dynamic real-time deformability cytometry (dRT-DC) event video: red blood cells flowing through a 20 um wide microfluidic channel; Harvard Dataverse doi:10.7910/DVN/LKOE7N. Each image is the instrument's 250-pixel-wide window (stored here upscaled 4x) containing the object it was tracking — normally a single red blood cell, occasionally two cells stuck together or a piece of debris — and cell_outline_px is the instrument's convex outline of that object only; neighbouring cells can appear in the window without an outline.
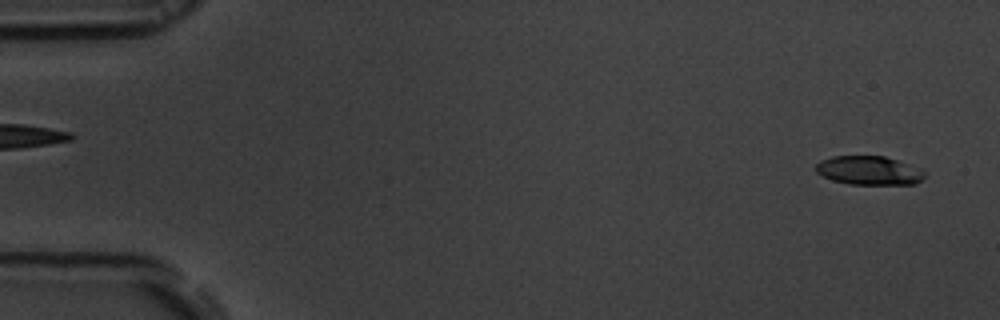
{"species": "common noctule bat (a hibernating species)", "species_latin": "Nyctalus noctula", "temperature_condition": "room temperature", "stored_images_in_passage": 54, "camera_frame_rate_fps": 3000, "um_per_image_px": 0.085, "animal": {"sex": "male", "body_mass_g": 19.5, "forearm_length_mm": 54.6}, "frame": {"image": 1, "passage_image": 2, "time_ms": 0.333, "image_size_px": [1000, 320], "cell_outline_px": [[924, 176], [916, 184], [848, 184], [832, 180], [816, 172], [816, 164], [820, 160], [832, 156], [884, 156], [920, 168], [924, 172]], "centroid_in_image_um": [73.84, 14.49], "position_along_channel_um": 11.2, "area_um2": 18.15}}
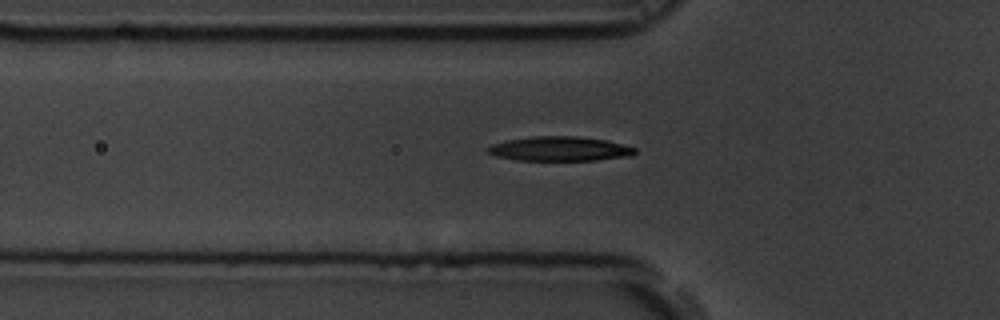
{"frame": {"image": 2, "passage_image": 18, "time_ms": 5.667, "image_size_px": [1000, 320], "cell_outline_px": [[636, 152], [632, 156], [596, 160], [516, 160], [496, 156], [488, 152], [484, 148], [492, 144], [508, 140], [536, 136], [576, 136], [608, 140], [636, 148]], "centroid_in_image_um": [47.59, 12.65], "position_along_channel_um": 78.2, "area_um2": 20.98}}
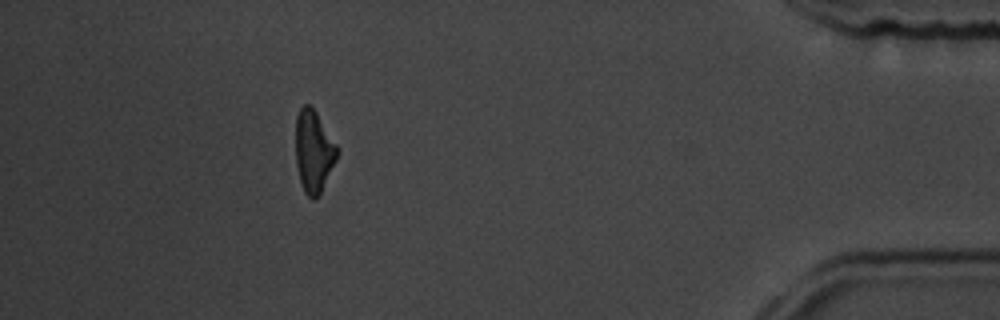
{"frame": {"image": 3, "passage_image": 49, "time_ms": 16.0, "image_size_px": [1000, 320], "cell_outline_px": [[340, 152], [320, 192], [312, 200], [304, 192], [300, 180], [296, 164], [296, 116], [300, 108], [304, 104], [308, 104], [316, 112], [340, 148]], "centroid_in_image_um": [26.67, 12.83], "position_along_channel_um": 408.5, "area_um2": 19.77}, "authors_computed_cell_mechanics": {"area_um2": 20.6635, "velocity_mm_per_s": 3.7145, "shape_relaxation_time_tau1_ms": 3.118, "shape_relaxation_time_tau2_ms": 3.5412, "deformation_change_tau1": 0.1466, "deformation_change_tau2": 0.1136}}